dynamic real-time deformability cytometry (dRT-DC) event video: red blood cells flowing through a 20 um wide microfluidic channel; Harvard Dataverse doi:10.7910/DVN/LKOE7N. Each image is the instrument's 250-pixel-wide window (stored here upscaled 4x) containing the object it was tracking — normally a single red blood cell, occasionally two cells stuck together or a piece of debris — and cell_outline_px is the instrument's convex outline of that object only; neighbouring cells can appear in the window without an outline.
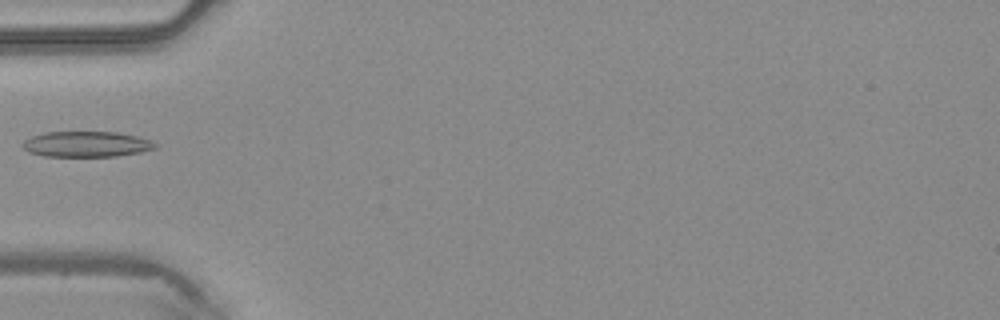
{"species": "common noctule bat (a hibernating species)", "species_latin": "Nyctalus noctula", "temperature_condition": "warm", "stored_images_in_passage": 4, "camera_frame_rate_fps": 3000, "um_per_image_px": 0.085, "animal": {"sex": "male", "body_mass_g": 20.4}, "frame": {"image": 1, "passage_image": 4, "time_ms": 1.0, "image_size_px": [1000, 320], "cell_outline_px": [[160, 144], [156, 148], [140, 152], [116, 156], [44, 156], [28, 152], [20, 144], [24, 140], [32, 136], [44, 132], [120, 132], [152, 140]], "centroid_in_image_um": [7.37, 12.25], "position_along_channel_um": 77.6, "area_um2": 19.94}}